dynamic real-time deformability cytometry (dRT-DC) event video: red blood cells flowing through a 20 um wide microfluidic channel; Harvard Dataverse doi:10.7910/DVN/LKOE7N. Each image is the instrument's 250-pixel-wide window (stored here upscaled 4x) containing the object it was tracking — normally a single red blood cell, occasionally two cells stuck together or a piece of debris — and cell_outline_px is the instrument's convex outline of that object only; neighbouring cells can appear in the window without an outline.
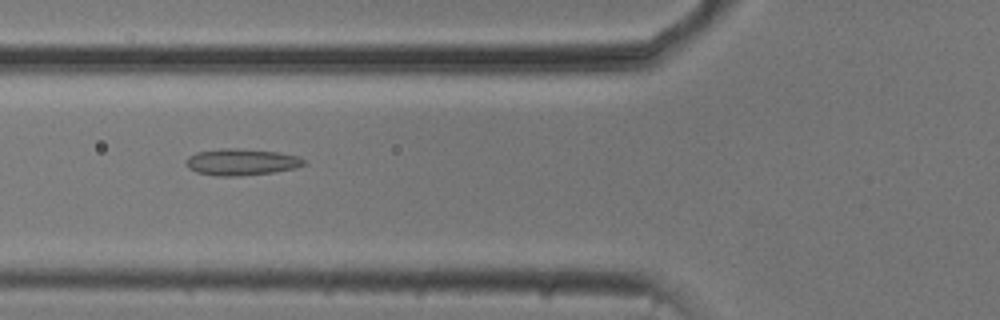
{"species": "common noctule bat (a hibernating species)", "species_latin": "Nyctalus noctula", "temperature_condition": "cold", "stored_images_in_passage": 38, "camera_frame_rate_fps": 3000, "um_per_image_px": 0.085, "animal": {"sex": "male", "body_mass_g": 20.5, "forearm_length_mm": 52.5}, "frame": {"image": 1, "passage_image": 4, "time_ms": 1.0, "image_size_px": [1000, 320], "cell_outline_px": [[308, 164], [296, 168], [272, 172], [240, 176], [220, 176], [196, 172], [188, 168], [188, 156], [196, 152], [220, 148], [236, 148], [280, 152], [300, 156]], "centroid_in_image_um": [20.57, 13.76], "position_along_channel_um": 105.2, "area_um2": 18.32}}
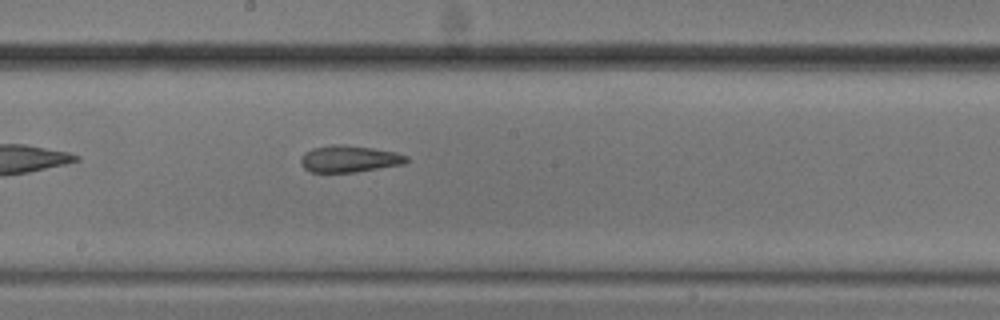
{"frame": {"image": 2, "passage_image": 13, "time_ms": 4.0, "image_size_px": [1000, 320], "cell_outline_px": [[408, 160], [404, 164], [356, 172], [312, 172], [304, 168], [300, 164], [300, 160], [304, 152], [312, 148], [332, 144], [340, 144], [372, 148], [396, 152], [408, 156]], "centroid_in_image_um": [29.67, 13.5], "position_along_channel_um": 218.5, "area_um2": 16.53}}
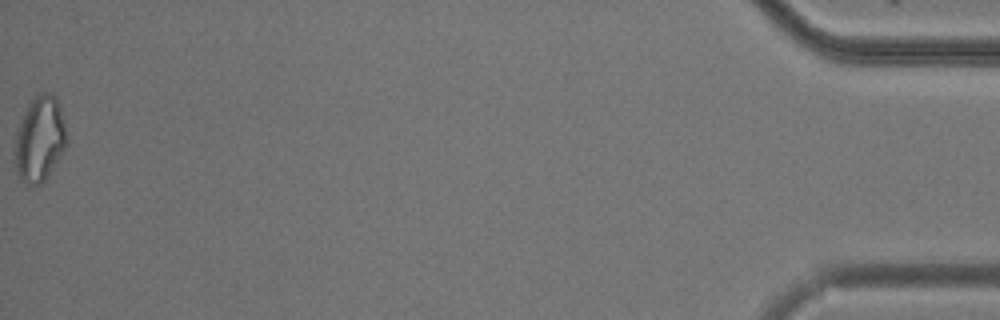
{"frame": {"image": 3, "passage_image": 38, "time_ms": 12.333, "image_size_px": [1000, 320], "cell_outline_px": [[68, 144], [44, 180], [40, 184], [28, 184], [20, 180], [16, 172], [16, 128], [28, 104], [40, 92], [52, 92], [56, 96], [60, 104], [68, 140]], "centroid_in_image_um": [3.39, 11.77], "position_along_channel_um": 431.8, "area_um2": 25.72}, "authors_computed_cell_mechanics": {"area_um2": 17.6579, "velocity_mm_per_s": 3.7599, "shape_relaxation_time_tau1_ms": null, "shape_relaxation_time_tau2_ms": 7.9054, "deformation_change_tau1": null, "deformation_change_tau2": 0.1437}}